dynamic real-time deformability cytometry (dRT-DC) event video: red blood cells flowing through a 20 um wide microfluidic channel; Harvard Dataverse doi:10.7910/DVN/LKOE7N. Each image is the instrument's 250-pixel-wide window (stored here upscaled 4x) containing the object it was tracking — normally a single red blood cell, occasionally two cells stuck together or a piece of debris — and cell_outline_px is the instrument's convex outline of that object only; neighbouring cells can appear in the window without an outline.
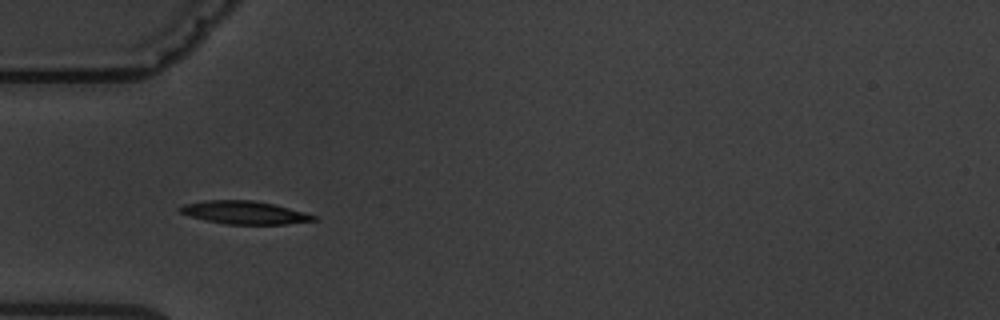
{"species": "common noctule bat (a hibernating species)", "species_latin": "Nyctalus noctula", "temperature_condition": "warm", "stored_images_in_passage": 5, "camera_frame_rate_fps": 3000, "um_per_image_px": 0.085, "animal": {"sex": "male", "body_mass_g": 19.5, "forearm_length_mm": 54.6}, "frame": {"image": 1, "passage_image": 4, "time_ms": 4.667, "image_size_px": [1000, 320], "cell_outline_px": [[316, 220], [284, 224], [228, 224], [208, 220], [192, 216], [180, 212], [176, 208], [180, 204], [208, 200], [252, 200], [272, 204], [304, 212], [316, 216]], "centroid_in_image_um": [20.73, 18.05], "position_along_channel_um": 64.3, "area_um2": 17.63}}
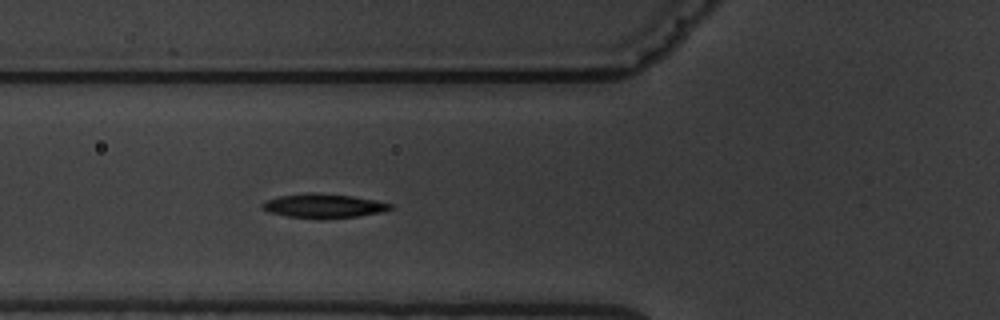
{"frame": {"image": 2, "passage_image": 5, "time_ms": 5.667, "image_size_px": [1000, 320], "cell_outline_px": [[392, 208], [380, 212], [356, 216], [288, 216], [268, 212], [260, 208], [260, 204], [264, 200], [280, 196], [312, 192], [352, 196], [376, 200], [392, 204]], "centroid_in_image_um": [27.44, 17.45], "position_along_channel_um": 98.4, "area_um2": 17.17}}